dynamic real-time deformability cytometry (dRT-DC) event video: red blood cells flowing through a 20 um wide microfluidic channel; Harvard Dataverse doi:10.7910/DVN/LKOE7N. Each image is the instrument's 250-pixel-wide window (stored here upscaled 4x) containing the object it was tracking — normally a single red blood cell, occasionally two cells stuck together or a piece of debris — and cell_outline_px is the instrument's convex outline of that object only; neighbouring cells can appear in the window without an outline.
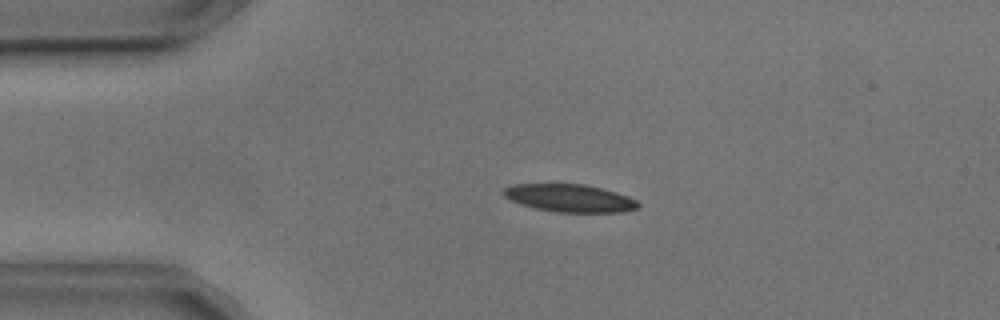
{"species": "common noctule bat (a hibernating species)", "species_latin": "Nyctalus noctula", "temperature_condition": "cold", "stored_images_in_passage": 54, "camera_frame_rate_fps": 3000, "um_per_image_px": 0.085, "animal": {"sex": "male", "body_mass_g": 17.9, "forearm_length_mm": 54.2}, "frame": {"image": 1, "passage_image": 11, "time_ms": 3.333, "image_size_px": [1000, 320], "cell_outline_px": [[640, 204], [636, 208], [624, 212], [556, 212], [536, 208], [520, 204], [504, 196], [504, 188], [512, 184], [584, 184], [616, 192], [628, 196], [636, 200]], "centroid_in_image_um": [48.43, 16.84], "position_along_channel_um": 36.6, "area_um2": 21.56}}
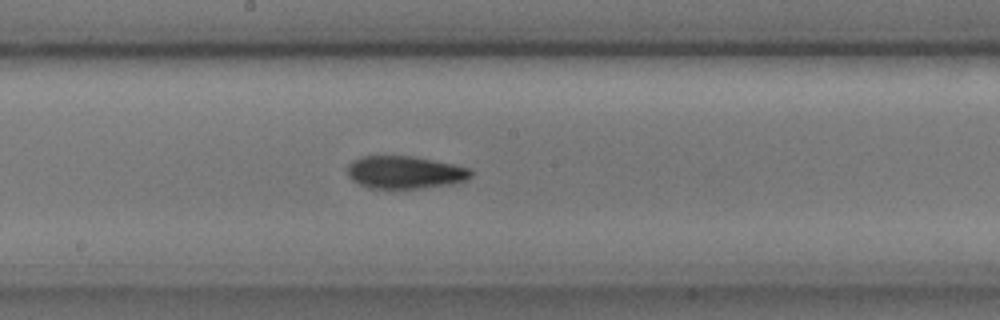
{"frame": {"image": 2, "passage_image": 28, "time_ms": 9.0, "image_size_px": [1000, 320], "cell_outline_px": [[472, 176], [464, 180], [452, 184], [420, 188], [368, 188], [352, 180], [348, 176], [348, 164], [364, 156], [412, 156], [472, 168]], "centroid_in_image_um": [34.43, 14.65], "position_along_channel_um": 213.8, "area_um2": 23.29}}
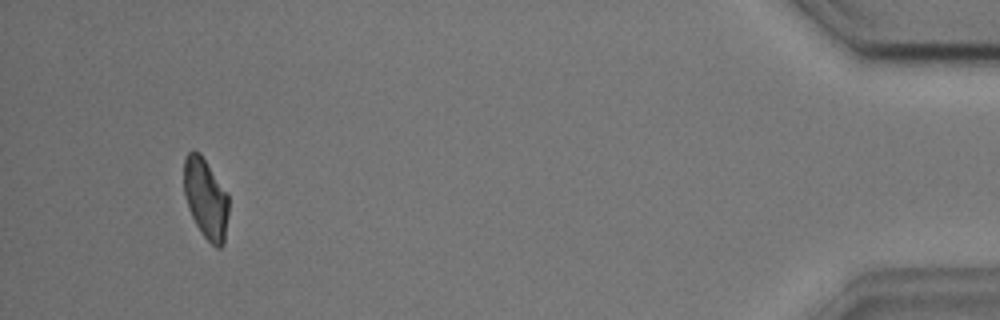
{"frame": {"image": 3, "passage_image": 51, "time_ms": 16.667, "image_size_px": [1000, 320], "cell_outline_px": [[228, 212], [224, 244], [220, 248], [216, 248], [204, 236], [196, 224], [188, 208], [184, 192], [184, 156], [192, 148], [200, 152], [228, 192]], "centroid_in_image_um": [17.49, 16.82], "position_along_channel_um": 417.7, "area_um2": 21.15}, "authors_computed_cell_mechanics": {"area_um2": 22.2241, "velocity_mm_per_s": 3.6304, "shape_relaxation_time_tau1_ms": 7.264, "shape_relaxation_time_tau2_ms": 4.2335, "deformation_change_tau1": 0.1636, "deformation_change_tau2": 0.0947}}